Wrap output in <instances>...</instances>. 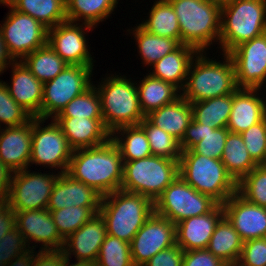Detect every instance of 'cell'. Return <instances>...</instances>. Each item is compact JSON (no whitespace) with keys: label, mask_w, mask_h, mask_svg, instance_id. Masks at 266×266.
Masks as SVG:
<instances>
[{"label":"cell","mask_w":266,"mask_h":266,"mask_svg":"<svg viewBox=\"0 0 266 266\" xmlns=\"http://www.w3.org/2000/svg\"><path fill=\"white\" fill-rule=\"evenodd\" d=\"M131 28L129 27L126 30L128 32L126 35L133 36L143 67L150 68L159 59L173 52L181 45L177 40L148 33L139 24Z\"/></svg>","instance_id":"30"},{"label":"cell","mask_w":266,"mask_h":266,"mask_svg":"<svg viewBox=\"0 0 266 266\" xmlns=\"http://www.w3.org/2000/svg\"><path fill=\"white\" fill-rule=\"evenodd\" d=\"M110 72L93 85L100 95L104 126L112 133L123 126L138 125L145 116L140 109L136 81L130 75Z\"/></svg>","instance_id":"3"},{"label":"cell","mask_w":266,"mask_h":266,"mask_svg":"<svg viewBox=\"0 0 266 266\" xmlns=\"http://www.w3.org/2000/svg\"><path fill=\"white\" fill-rule=\"evenodd\" d=\"M29 71L41 82L54 79L67 64L47 43L21 60Z\"/></svg>","instance_id":"38"},{"label":"cell","mask_w":266,"mask_h":266,"mask_svg":"<svg viewBox=\"0 0 266 266\" xmlns=\"http://www.w3.org/2000/svg\"><path fill=\"white\" fill-rule=\"evenodd\" d=\"M106 225L102 216L95 214L88 222L69 235L62 252L65 257L95 264L100 247L106 236Z\"/></svg>","instance_id":"20"},{"label":"cell","mask_w":266,"mask_h":266,"mask_svg":"<svg viewBox=\"0 0 266 266\" xmlns=\"http://www.w3.org/2000/svg\"><path fill=\"white\" fill-rule=\"evenodd\" d=\"M0 5L9 11L0 23V32L9 55L21 61L36 49L47 44L48 28L28 14L15 10L6 0Z\"/></svg>","instance_id":"10"},{"label":"cell","mask_w":266,"mask_h":266,"mask_svg":"<svg viewBox=\"0 0 266 266\" xmlns=\"http://www.w3.org/2000/svg\"><path fill=\"white\" fill-rule=\"evenodd\" d=\"M30 249L17 227L0 239V262L9 264L15 257L24 255Z\"/></svg>","instance_id":"46"},{"label":"cell","mask_w":266,"mask_h":266,"mask_svg":"<svg viewBox=\"0 0 266 266\" xmlns=\"http://www.w3.org/2000/svg\"><path fill=\"white\" fill-rule=\"evenodd\" d=\"M208 54L209 52H198L189 66L181 95L190 103L232 94L238 89L230 56L220 53L223 58L220 57L222 60H219V57L215 59Z\"/></svg>","instance_id":"2"},{"label":"cell","mask_w":266,"mask_h":266,"mask_svg":"<svg viewBox=\"0 0 266 266\" xmlns=\"http://www.w3.org/2000/svg\"><path fill=\"white\" fill-rule=\"evenodd\" d=\"M266 31V0H237L221 7L219 50L235 47Z\"/></svg>","instance_id":"7"},{"label":"cell","mask_w":266,"mask_h":266,"mask_svg":"<svg viewBox=\"0 0 266 266\" xmlns=\"http://www.w3.org/2000/svg\"><path fill=\"white\" fill-rule=\"evenodd\" d=\"M183 266H229L207 248L184 252Z\"/></svg>","instance_id":"48"},{"label":"cell","mask_w":266,"mask_h":266,"mask_svg":"<svg viewBox=\"0 0 266 266\" xmlns=\"http://www.w3.org/2000/svg\"><path fill=\"white\" fill-rule=\"evenodd\" d=\"M237 193L246 201L266 207V169L257 165L237 183Z\"/></svg>","instance_id":"43"},{"label":"cell","mask_w":266,"mask_h":266,"mask_svg":"<svg viewBox=\"0 0 266 266\" xmlns=\"http://www.w3.org/2000/svg\"><path fill=\"white\" fill-rule=\"evenodd\" d=\"M179 176V161L151 155L124 161L121 190L146 196L153 202Z\"/></svg>","instance_id":"8"},{"label":"cell","mask_w":266,"mask_h":266,"mask_svg":"<svg viewBox=\"0 0 266 266\" xmlns=\"http://www.w3.org/2000/svg\"><path fill=\"white\" fill-rule=\"evenodd\" d=\"M32 119L20 126L0 128V160L12 172L29 168Z\"/></svg>","instance_id":"21"},{"label":"cell","mask_w":266,"mask_h":266,"mask_svg":"<svg viewBox=\"0 0 266 266\" xmlns=\"http://www.w3.org/2000/svg\"><path fill=\"white\" fill-rule=\"evenodd\" d=\"M175 244L176 225L154 212L130 242L133 265L143 266L156 253Z\"/></svg>","instance_id":"16"},{"label":"cell","mask_w":266,"mask_h":266,"mask_svg":"<svg viewBox=\"0 0 266 266\" xmlns=\"http://www.w3.org/2000/svg\"><path fill=\"white\" fill-rule=\"evenodd\" d=\"M13 61L14 60L6 49L0 32V76L4 73L5 69H7L11 65Z\"/></svg>","instance_id":"53"},{"label":"cell","mask_w":266,"mask_h":266,"mask_svg":"<svg viewBox=\"0 0 266 266\" xmlns=\"http://www.w3.org/2000/svg\"><path fill=\"white\" fill-rule=\"evenodd\" d=\"M70 260L71 259L69 257H64L62 266H95L94 264L86 261L76 260L75 262H70Z\"/></svg>","instance_id":"55"},{"label":"cell","mask_w":266,"mask_h":266,"mask_svg":"<svg viewBox=\"0 0 266 266\" xmlns=\"http://www.w3.org/2000/svg\"><path fill=\"white\" fill-rule=\"evenodd\" d=\"M15 10L28 14L45 27L67 21L65 0H6Z\"/></svg>","instance_id":"34"},{"label":"cell","mask_w":266,"mask_h":266,"mask_svg":"<svg viewBox=\"0 0 266 266\" xmlns=\"http://www.w3.org/2000/svg\"><path fill=\"white\" fill-rule=\"evenodd\" d=\"M11 67V68H10ZM11 69L10 83L4 81L10 96L32 117L41 118L43 83H41L22 61H13L4 73Z\"/></svg>","instance_id":"22"},{"label":"cell","mask_w":266,"mask_h":266,"mask_svg":"<svg viewBox=\"0 0 266 266\" xmlns=\"http://www.w3.org/2000/svg\"><path fill=\"white\" fill-rule=\"evenodd\" d=\"M139 79V83L136 81V87L140 109L144 116L164 105L174 102L181 96V91L176 86L154 78L149 73H146L144 78Z\"/></svg>","instance_id":"29"},{"label":"cell","mask_w":266,"mask_h":266,"mask_svg":"<svg viewBox=\"0 0 266 266\" xmlns=\"http://www.w3.org/2000/svg\"><path fill=\"white\" fill-rule=\"evenodd\" d=\"M241 136L253 161L260 165L266 155V117L243 131Z\"/></svg>","instance_id":"45"},{"label":"cell","mask_w":266,"mask_h":266,"mask_svg":"<svg viewBox=\"0 0 266 266\" xmlns=\"http://www.w3.org/2000/svg\"><path fill=\"white\" fill-rule=\"evenodd\" d=\"M220 160L237 183L257 166L239 133H228Z\"/></svg>","instance_id":"36"},{"label":"cell","mask_w":266,"mask_h":266,"mask_svg":"<svg viewBox=\"0 0 266 266\" xmlns=\"http://www.w3.org/2000/svg\"><path fill=\"white\" fill-rule=\"evenodd\" d=\"M99 210L100 207L70 206L62 208L61 210L49 211L60 235L66 239L88 222L95 214H98Z\"/></svg>","instance_id":"39"},{"label":"cell","mask_w":266,"mask_h":266,"mask_svg":"<svg viewBox=\"0 0 266 266\" xmlns=\"http://www.w3.org/2000/svg\"><path fill=\"white\" fill-rule=\"evenodd\" d=\"M265 92L262 89L238 88L232 93V109L227 123L230 132L241 134L266 117Z\"/></svg>","instance_id":"19"},{"label":"cell","mask_w":266,"mask_h":266,"mask_svg":"<svg viewBox=\"0 0 266 266\" xmlns=\"http://www.w3.org/2000/svg\"><path fill=\"white\" fill-rule=\"evenodd\" d=\"M215 4L219 5V6H224L228 3H231V2H234V1H237V0H212Z\"/></svg>","instance_id":"56"},{"label":"cell","mask_w":266,"mask_h":266,"mask_svg":"<svg viewBox=\"0 0 266 266\" xmlns=\"http://www.w3.org/2000/svg\"><path fill=\"white\" fill-rule=\"evenodd\" d=\"M95 266H134L131 258L130 243L106 234Z\"/></svg>","instance_id":"42"},{"label":"cell","mask_w":266,"mask_h":266,"mask_svg":"<svg viewBox=\"0 0 266 266\" xmlns=\"http://www.w3.org/2000/svg\"><path fill=\"white\" fill-rule=\"evenodd\" d=\"M244 241L224 215L210 238L207 249L228 265H235L240 257Z\"/></svg>","instance_id":"31"},{"label":"cell","mask_w":266,"mask_h":266,"mask_svg":"<svg viewBox=\"0 0 266 266\" xmlns=\"http://www.w3.org/2000/svg\"><path fill=\"white\" fill-rule=\"evenodd\" d=\"M192 118L211 128L227 127L232 109V94L192 102Z\"/></svg>","instance_id":"37"},{"label":"cell","mask_w":266,"mask_h":266,"mask_svg":"<svg viewBox=\"0 0 266 266\" xmlns=\"http://www.w3.org/2000/svg\"><path fill=\"white\" fill-rule=\"evenodd\" d=\"M228 55L233 60L238 88L266 90V33L241 43Z\"/></svg>","instance_id":"15"},{"label":"cell","mask_w":266,"mask_h":266,"mask_svg":"<svg viewBox=\"0 0 266 266\" xmlns=\"http://www.w3.org/2000/svg\"><path fill=\"white\" fill-rule=\"evenodd\" d=\"M102 195L94 188L61 173L56 179L47 210H61L70 206L100 207Z\"/></svg>","instance_id":"24"},{"label":"cell","mask_w":266,"mask_h":266,"mask_svg":"<svg viewBox=\"0 0 266 266\" xmlns=\"http://www.w3.org/2000/svg\"><path fill=\"white\" fill-rule=\"evenodd\" d=\"M15 224L29 249L36 250L41 245L38 249L41 251L62 250L65 239L60 235L49 210L16 211Z\"/></svg>","instance_id":"17"},{"label":"cell","mask_w":266,"mask_h":266,"mask_svg":"<svg viewBox=\"0 0 266 266\" xmlns=\"http://www.w3.org/2000/svg\"><path fill=\"white\" fill-rule=\"evenodd\" d=\"M177 15L181 44L198 52H207L216 44L219 48L221 6L212 0H167Z\"/></svg>","instance_id":"4"},{"label":"cell","mask_w":266,"mask_h":266,"mask_svg":"<svg viewBox=\"0 0 266 266\" xmlns=\"http://www.w3.org/2000/svg\"><path fill=\"white\" fill-rule=\"evenodd\" d=\"M238 266H266V237L244 242Z\"/></svg>","instance_id":"47"},{"label":"cell","mask_w":266,"mask_h":266,"mask_svg":"<svg viewBox=\"0 0 266 266\" xmlns=\"http://www.w3.org/2000/svg\"><path fill=\"white\" fill-rule=\"evenodd\" d=\"M139 125L146 133L152 155L179 161L182 150L177 139L153 125L146 117Z\"/></svg>","instance_id":"40"},{"label":"cell","mask_w":266,"mask_h":266,"mask_svg":"<svg viewBox=\"0 0 266 266\" xmlns=\"http://www.w3.org/2000/svg\"><path fill=\"white\" fill-rule=\"evenodd\" d=\"M183 256V249L175 244L156 253L143 266H183Z\"/></svg>","instance_id":"49"},{"label":"cell","mask_w":266,"mask_h":266,"mask_svg":"<svg viewBox=\"0 0 266 266\" xmlns=\"http://www.w3.org/2000/svg\"><path fill=\"white\" fill-rule=\"evenodd\" d=\"M13 172L0 160V201H6L12 180Z\"/></svg>","instance_id":"52"},{"label":"cell","mask_w":266,"mask_h":266,"mask_svg":"<svg viewBox=\"0 0 266 266\" xmlns=\"http://www.w3.org/2000/svg\"><path fill=\"white\" fill-rule=\"evenodd\" d=\"M222 206L224 215L244 242L266 237V207L252 204L238 193L228 198Z\"/></svg>","instance_id":"18"},{"label":"cell","mask_w":266,"mask_h":266,"mask_svg":"<svg viewBox=\"0 0 266 266\" xmlns=\"http://www.w3.org/2000/svg\"><path fill=\"white\" fill-rule=\"evenodd\" d=\"M153 213L154 202L151 199L121 189L102 196L99 210L106 233L127 243Z\"/></svg>","instance_id":"5"},{"label":"cell","mask_w":266,"mask_h":266,"mask_svg":"<svg viewBox=\"0 0 266 266\" xmlns=\"http://www.w3.org/2000/svg\"><path fill=\"white\" fill-rule=\"evenodd\" d=\"M260 166H262L264 169H266V155H265L263 162L260 164Z\"/></svg>","instance_id":"57"},{"label":"cell","mask_w":266,"mask_h":266,"mask_svg":"<svg viewBox=\"0 0 266 266\" xmlns=\"http://www.w3.org/2000/svg\"><path fill=\"white\" fill-rule=\"evenodd\" d=\"M123 161H134L152 155L144 129L138 125L123 126L111 133Z\"/></svg>","instance_id":"35"},{"label":"cell","mask_w":266,"mask_h":266,"mask_svg":"<svg viewBox=\"0 0 266 266\" xmlns=\"http://www.w3.org/2000/svg\"><path fill=\"white\" fill-rule=\"evenodd\" d=\"M32 118L27 110L10 96L5 82L0 79V128L20 126Z\"/></svg>","instance_id":"44"},{"label":"cell","mask_w":266,"mask_h":266,"mask_svg":"<svg viewBox=\"0 0 266 266\" xmlns=\"http://www.w3.org/2000/svg\"><path fill=\"white\" fill-rule=\"evenodd\" d=\"M56 117L103 119L100 95L95 86L73 98Z\"/></svg>","instance_id":"41"},{"label":"cell","mask_w":266,"mask_h":266,"mask_svg":"<svg viewBox=\"0 0 266 266\" xmlns=\"http://www.w3.org/2000/svg\"><path fill=\"white\" fill-rule=\"evenodd\" d=\"M145 117L153 125L181 142L186 128L192 120L191 103L181 95L174 102L150 112Z\"/></svg>","instance_id":"28"},{"label":"cell","mask_w":266,"mask_h":266,"mask_svg":"<svg viewBox=\"0 0 266 266\" xmlns=\"http://www.w3.org/2000/svg\"><path fill=\"white\" fill-rule=\"evenodd\" d=\"M0 266H6V264H4L3 262H0Z\"/></svg>","instance_id":"58"},{"label":"cell","mask_w":266,"mask_h":266,"mask_svg":"<svg viewBox=\"0 0 266 266\" xmlns=\"http://www.w3.org/2000/svg\"><path fill=\"white\" fill-rule=\"evenodd\" d=\"M123 168L121 153L109 139L97 147L73 150L66 173L105 196L121 189Z\"/></svg>","instance_id":"1"},{"label":"cell","mask_w":266,"mask_h":266,"mask_svg":"<svg viewBox=\"0 0 266 266\" xmlns=\"http://www.w3.org/2000/svg\"><path fill=\"white\" fill-rule=\"evenodd\" d=\"M47 121V122H46ZM32 118V146L29 168L39 165L58 174L66 173L73 149L59 124L51 118ZM48 123L46 126L44 124ZM31 166V167H30ZM54 169V170H53ZM59 169V170H58Z\"/></svg>","instance_id":"9"},{"label":"cell","mask_w":266,"mask_h":266,"mask_svg":"<svg viewBox=\"0 0 266 266\" xmlns=\"http://www.w3.org/2000/svg\"><path fill=\"white\" fill-rule=\"evenodd\" d=\"M94 66L67 65L54 79L43 84L41 118H55L75 97L92 85Z\"/></svg>","instance_id":"11"},{"label":"cell","mask_w":266,"mask_h":266,"mask_svg":"<svg viewBox=\"0 0 266 266\" xmlns=\"http://www.w3.org/2000/svg\"><path fill=\"white\" fill-rule=\"evenodd\" d=\"M54 120L61 127L73 150L97 147L111 138V133L105 128L103 119L55 117Z\"/></svg>","instance_id":"25"},{"label":"cell","mask_w":266,"mask_h":266,"mask_svg":"<svg viewBox=\"0 0 266 266\" xmlns=\"http://www.w3.org/2000/svg\"><path fill=\"white\" fill-rule=\"evenodd\" d=\"M229 132L227 127H207L192 118L180 142L181 150H190L208 158L221 159Z\"/></svg>","instance_id":"26"},{"label":"cell","mask_w":266,"mask_h":266,"mask_svg":"<svg viewBox=\"0 0 266 266\" xmlns=\"http://www.w3.org/2000/svg\"><path fill=\"white\" fill-rule=\"evenodd\" d=\"M197 53L195 48L181 44L176 50L159 59L147 72L152 77L169 82L182 91L186 84L189 66Z\"/></svg>","instance_id":"27"},{"label":"cell","mask_w":266,"mask_h":266,"mask_svg":"<svg viewBox=\"0 0 266 266\" xmlns=\"http://www.w3.org/2000/svg\"><path fill=\"white\" fill-rule=\"evenodd\" d=\"M95 27L65 21L48 29L47 43L69 65L95 66L87 35ZM87 34V35H86Z\"/></svg>","instance_id":"14"},{"label":"cell","mask_w":266,"mask_h":266,"mask_svg":"<svg viewBox=\"0 0 266 266\" xmlns=\"http://www.w3.org/2000/svg\"><path fill=\"white\" fill-rule=\"evenodd\" d=\"M46 172V173H44ZM42 173L29 168L13 172L6 202L16 211L47 209L50 195L59 176L47 170Z\"/></svg>","instance_id":"13"},{"label":"cell","mask_w":266,"mask_h":266,"mask_svg":"<svg viewBox=\"0 0 266 266\" xmlns=\"http://www.w3.org/2000/svg\"><path fill=\"white\" fill-rule=\"evenodd\" d=\"M35 250L30 249L24 255L15 257L9 264L6 266H32L34 262Z\"/></svg>","instance_id":"54"},{"label":"cell","mask_w":266,"mask_h":266,"mask_svg":"<svg viewBox=\"0 0 266 266\" xmlns=\"http://www.w3.org/2000/svg\"><path fill=\"white\" fill-rule=\"evenodd\" d=\"M179 176L196 191L224 204L237 193V182L220 159L208 158L183 150L179 159Z\"/></svg>","instance_id":"6"},{"label":"cell","mask_w":266,"mask_h":266,"mask_svg":"<svg viewBox=\"0 0 266 266\" xmlns=\"http://www.w3.org/2000/svg\"><path fill=\"white\" fill-rule=\"evenodd\" d=\"M218 203L196 191L178 176L154 202V212L175 225L193 216L210 212Z\"/></svg>","instance_id":"12"},{"label":"cell","mask_w":266,"mask_h":266,"mask_svg":"<svg viewBox=\"0 0 266 266\" xmlns=\"http://www.w3.org/2000/svg\"><path fill=\"white\" fill-rule=\"evenodd\" d=\"M120 0H65L67 21L91 25L95 28L105 21Z\"/></svg>","instance_id":"32"},{"label":"cell","mask_w":266,"mask_h":266,"mask_svg":"<svg viewBox=\"0 0 266 266\" xmlns=\"http://www.w3.org/2000/svg\"><path fill=\"white\" fill-rule=\"evenodd\" d=\"M15 227V212L6 201H0V239Z\"/></svg>","instance_id":"51"},{"label":"cell","mask_w":266,"mask_h":266,"mask_svg":"<svg viewBox=\"0 0 266 266\" xmlns=\"http://www.w3.org/2000/svg\"><path fill=\"white\" fill-rule=\"evenodd\" d=\"M64 257L62 250H35L32 266H62Z\"/></svg>","instance_id":"50"},{"label":"cell","mask_w":266,"mask_h":266,"mask_svg":"<svg viewBox=\"0 0 266 266\" xmlns=\"http://www.w3.org/2000/svg\"><path fill=\"white\" fill-rule=\"evenodd\" d=\"M224 216L222 204H217L210 212L193 216L176 224V244L184 252L206 249L220 219Z\"/></svg>","instance_id":"23"},{"label":"cell","mask_w":266,"mask_h":266,"mask_svg":"<svg viewBox=\"0 0 266 266\" xmlns=\"http://www.w3.org/2000/svg\"><path fill=\"white\" fill-rule=\"evenodd\" d=\"M147 18L139 24L148 33L177 40L181 44V32L176 13L167 0H155Z\"/></svg>","instance_id":"33"}]
</instances>
